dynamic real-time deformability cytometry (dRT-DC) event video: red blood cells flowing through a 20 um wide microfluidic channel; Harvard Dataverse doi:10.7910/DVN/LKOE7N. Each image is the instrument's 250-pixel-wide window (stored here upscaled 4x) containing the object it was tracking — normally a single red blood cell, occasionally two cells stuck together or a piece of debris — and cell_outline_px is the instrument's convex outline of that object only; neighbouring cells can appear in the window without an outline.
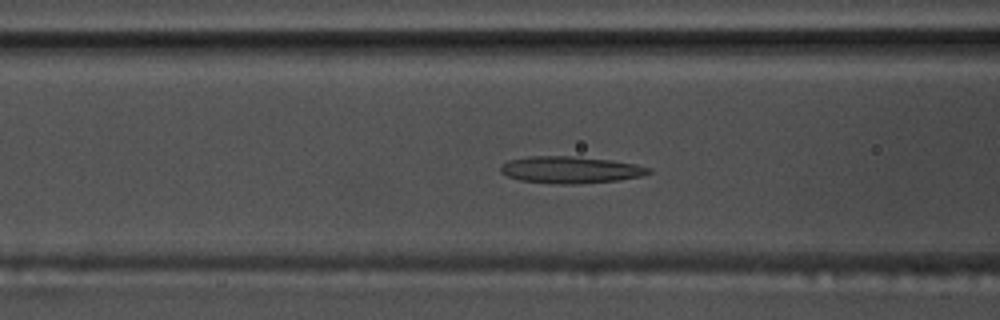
{"species": "common noctule bat (a hibernating species)", "species_latin": "Nyctalus noctula", "temperature_condition": "warm", "stored_images_in_passage": 52, "camera_frame_rate_fps": 3000, "um_per_image_px": 0.085, "animal": {"sex": "male", "body_mass_g": 17.5, "forearm_length_mm": 52.3}, "frame": {"image": 1, "passage_image": 17, "time_ms": 5.333, "image_size_px": [1000, 320], "cell_outline_px": [[652, 172], [640, 176], [616, 180], [576, 184], [560, 184], [520, 180], [508, 176], [500, 172], [500, 164], [508, 160], [528, 156], [572, 156], [612, 160], [636, 164], [652, 168]], "centroid_in_image_um": [48.47, 14.42], "position_along_channel_um": 118.1, "area_um2": 23.18}}
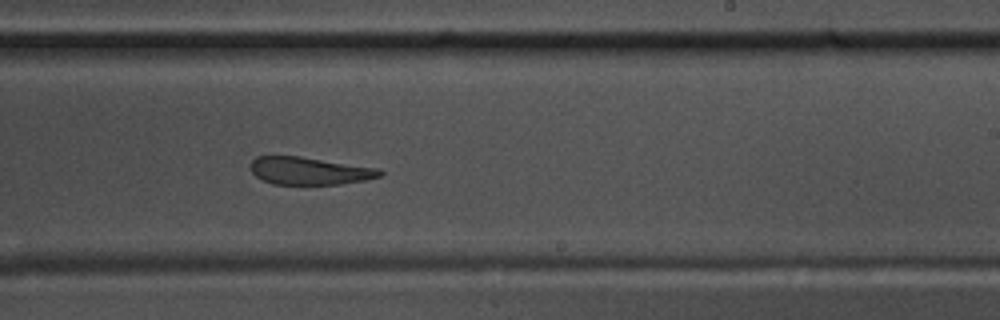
{"frame": {"image": 2, "passage_image": 29, "time_ms": 9.333, "image_size_px": [1000, 320], "cell_outline_px": [[384, 172], [380, 176], [364, 180], [340, 184], [272, 184], [256, 176], [252, 172], [252, 160], [256, 156], [300, 156], [380, 168]], "centroid_in_image_um": [26.33, 14.52], "position_along_channel_um": 262.7, "area_um2": 20.69}}
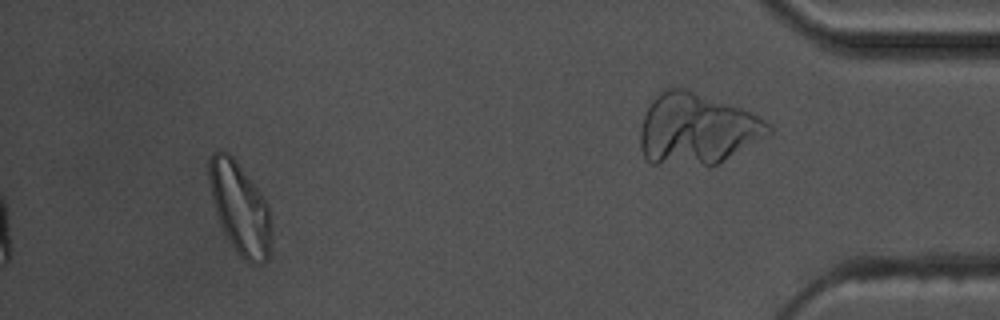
{"frame": {"image": 3, "passage_image": 47, "time_ms": 15.333, "image_size_px": [1000, 320], "cell_outline_px": [[272, 240], [268, 260], [244, 260], [236, 252], [228, 240], [224, 232], [216, 212], [212, 200], [208, 180], [208, 160], [212, 152], [228, 152], [236, 160], [268, 204]], "centroid_in_image_um": [20.37, 17.66], "position_along_channel_um": 414.8, "area_um2": 32.83}, "authors_computed_cell_mechanics": {"area_um2": 23.698, "velocity_mm_per_s": 3.6312, "shape_relaxation_time_tau1_ms": null, "shape_relaxation_time_tau2_ms": 2.9983, "deformation_change_tau1": null, "deformation_change_tau2": 0.101}}